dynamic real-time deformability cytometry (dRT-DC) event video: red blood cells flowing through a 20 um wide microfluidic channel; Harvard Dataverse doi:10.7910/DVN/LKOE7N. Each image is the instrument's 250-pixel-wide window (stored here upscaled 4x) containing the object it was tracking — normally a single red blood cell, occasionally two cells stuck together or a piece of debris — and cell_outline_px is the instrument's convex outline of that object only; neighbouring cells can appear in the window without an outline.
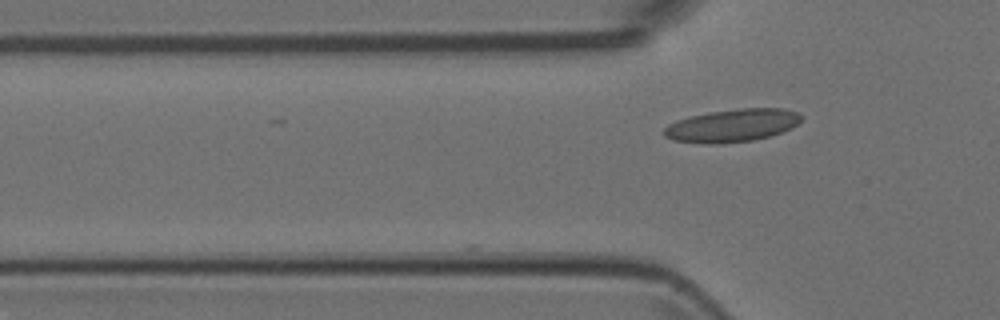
{"species": "Egyptian fruit bat (a non-hibernating species)", "species_latin": "Rousettus aegyptiacus", "temperature_condition": "room temperature", "stored_images_in_passage": 8, "camera_frame_rate_fps": 3000, "um_per_image_px": 0.085, "animal": {"sex": "female"}, "frame": {"image": 1, "passage_image": 3, "time_ms": 0.667, "image_size_px": [1000, 320], "cell_outline_px": [[800, 120], [792, 128], [768, 136], [752, 140], [716, 144], [704, 144], [672, 140], [664, 136], [664, 128], [668, 124], [676, 120], [708, 112], [740, 108], [784, 108], [800, 112]], "centroid_in_image_um": [62.21, 10.66], "position_along_channel_um": 63.6, "area_um2": 26.24}}
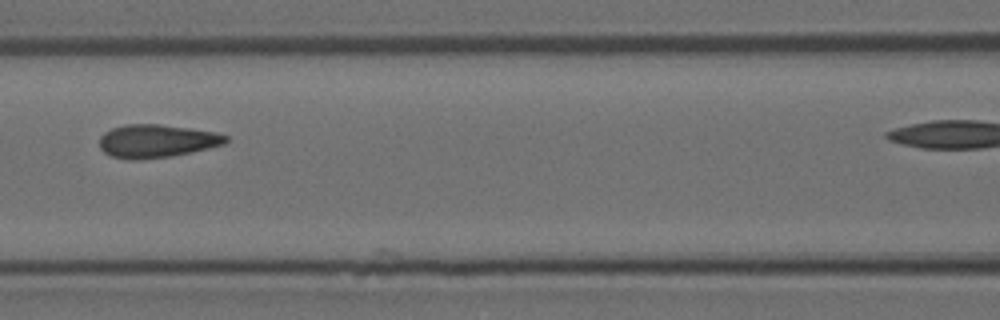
{"frame": {"image": 2, "passage_image": 5, "time_ms": 1.333, "image_size_px": [1000, 320], "cell_outline_px": [[228, 140], [224, 144], [192, 152], [172, 156], [136, 160], [132, 160], [112, 156], [104, 152], [100, 148], [100, 136], [104, 132], [112, 128], [128, 124], [160, 124], [216, 132], [228, 136]], "centroid_in_image_um": [13.31, 11.99], "position_along_channel_um": 153.3, "area_um2": 24.33}}